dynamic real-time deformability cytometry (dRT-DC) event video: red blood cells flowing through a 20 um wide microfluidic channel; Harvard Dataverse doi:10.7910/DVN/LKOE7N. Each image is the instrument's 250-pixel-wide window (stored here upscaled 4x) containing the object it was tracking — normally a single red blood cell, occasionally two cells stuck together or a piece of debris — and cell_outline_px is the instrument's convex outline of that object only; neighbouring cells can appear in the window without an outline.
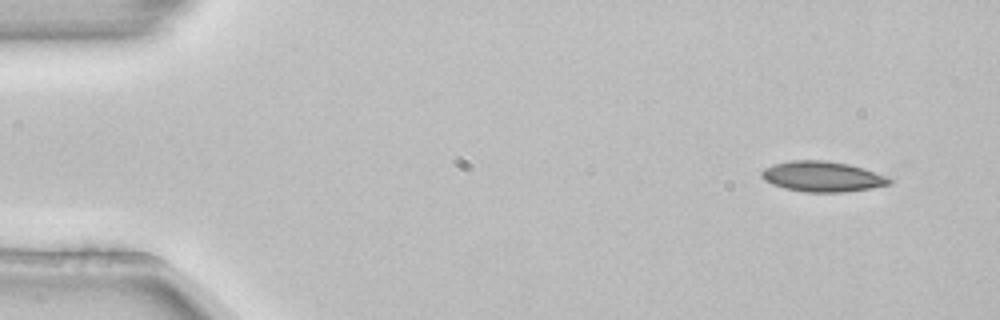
{"species": "common noctule bat (a hibernating species)", "species_latin": "Nyctalus noctula", "temperature_condition": "room temperature", "stored_images_in_passage": 4, "camera_frame_rate_fps": 3000, "um_per_image_px": 0.085, "animal": {"sex": "female", "body_mass_g": 22.7, "forearm_length_mm": 54.2}, "frame": {"image": 1, "passage_image": 1, "time_ms": 0.0, "image_size_px": [1000, 320], "cell_outline_px": [[892, 184], [872, 188], [840, 192], [804, 192], [784, 188], [772, 184], [764, 180], [760, 176], [760, 172], [764, 168], [772, 164], [792, 160], [828, 160], [848, 164], [888, 176], [892, 180]], "centroid_in_image_um": [69.88, 15.0], "position_along_channel_um": 15.1, "area_um2": 22.77}}
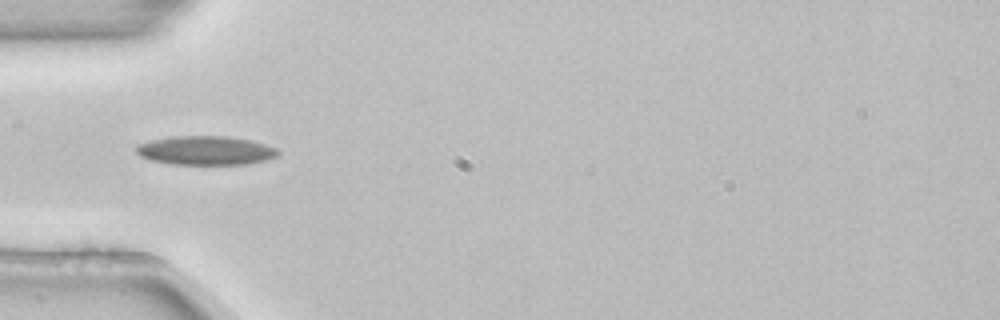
{"frame": {"image": 2, "passage_image": 4, "time_ms": 1.0, "image_size_px": [1000, 320], "cell_outline_px": [[280, 156], [268, 160], [248, 164], [172, 164], [152, 160], [140, 156], [136, 152], [136, 144], [152, 140], [176, 136], [228, 136], [248, 140], [264, 144], [276, 148], [280, 152]], "centroid_in_image_um": [17.51, 12.79], "position_along_channel_um": 67.5, "area_um2": 23.93}}